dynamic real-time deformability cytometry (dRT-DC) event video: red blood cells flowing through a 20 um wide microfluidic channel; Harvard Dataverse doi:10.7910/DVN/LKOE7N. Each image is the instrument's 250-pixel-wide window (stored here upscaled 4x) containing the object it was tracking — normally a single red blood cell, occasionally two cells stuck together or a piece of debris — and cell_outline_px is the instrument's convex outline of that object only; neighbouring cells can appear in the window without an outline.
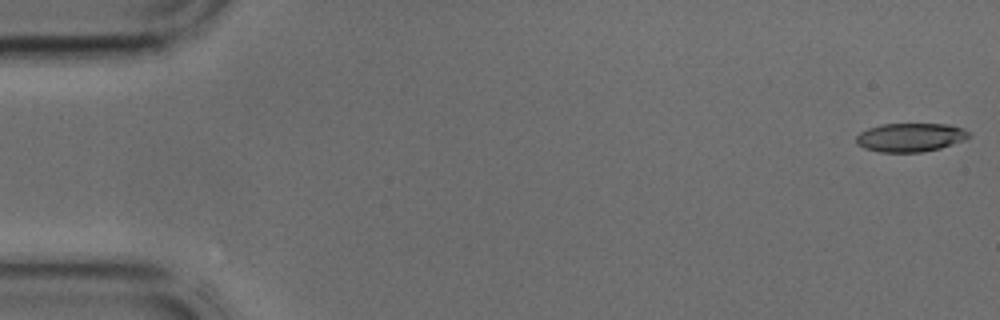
{"species": "common noctule bat (a hibernating species)", "species_latin": "Nyctalus noctula", "temperature_condition": "cold", "stored_images_in_passage": 43, "camera_frame_rate_fps": 3000, "um_per_image_px": 0.085, "animal": {"sex": "male", "body_mass_g": 17.9, "forearm_length_mm": 54.2}, "frame": {"image": 1, "passage_image": 1, "time_ms": 0.0, "image_size_px": [1000, 320], "cell_outline_px": [[972, 136], [964, 140], [940, 148], [920, 152], [880, 152], [864, 148], [856, 144], [856, 136], [860, 132], [868, 128], [880, 124], [948, 124], [964, 128], [972, 132]], "centroid_in_image_um": [77.4, 11.67], "position_along_channel_um": 7.6, "area_um2": 19.02}}
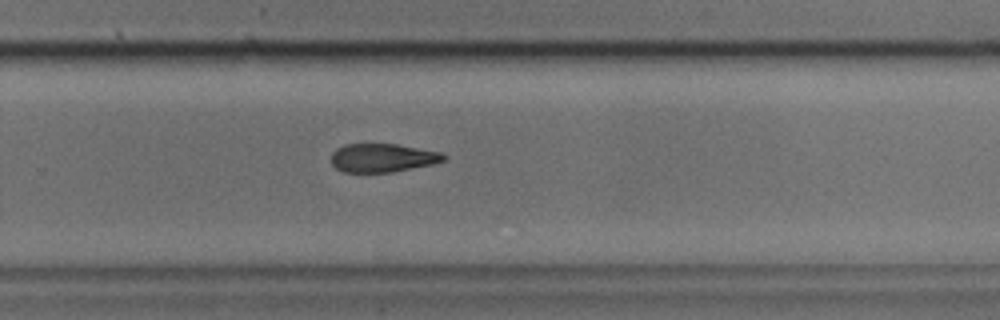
{"frame": {"image": 2, "passage_image": 28, "time_ms": 9.0, "image_size_px": [1000, 320], "cell_outline_px": [[448, 156], [444, 160], [432, 164], [392, 172], [344, 172], [336, 168], [332, 164], [332, 152], [336, 148], [344, 144], [396, 144], [440, 152]], "centroid_in_image_um": [32.5, 13.41], "position_along_channel_um": 297.3, "area_um2": 18.61}}
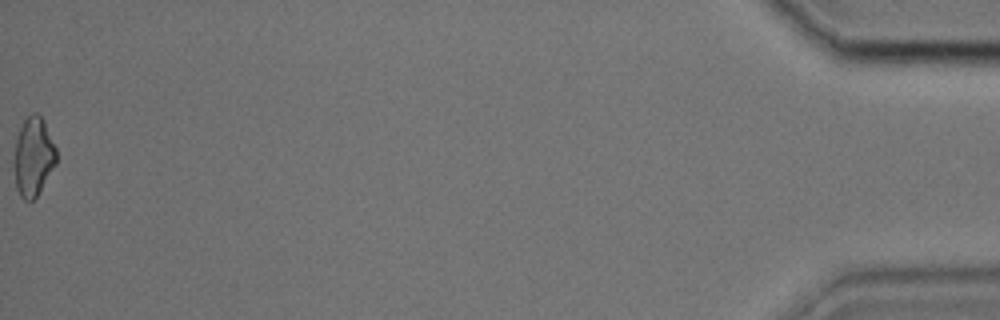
{"frame": {"image": 3, "passage_image": 43, "time_ms": 14.0, "image_size_px": [1000, 320], "cell_outline_px": [[56, 164], [36, 196], [32, 200], [24, 200], [20, 196], [16, 188], [12, 160], [16, 136], [24, 120], [32, 112], [36, 112], [44, 120], [56, 148]], "centroid_in_image_um": [2.8, 13.3], "position_along_channel_um": 432.4, "area_um2": 19.65}}